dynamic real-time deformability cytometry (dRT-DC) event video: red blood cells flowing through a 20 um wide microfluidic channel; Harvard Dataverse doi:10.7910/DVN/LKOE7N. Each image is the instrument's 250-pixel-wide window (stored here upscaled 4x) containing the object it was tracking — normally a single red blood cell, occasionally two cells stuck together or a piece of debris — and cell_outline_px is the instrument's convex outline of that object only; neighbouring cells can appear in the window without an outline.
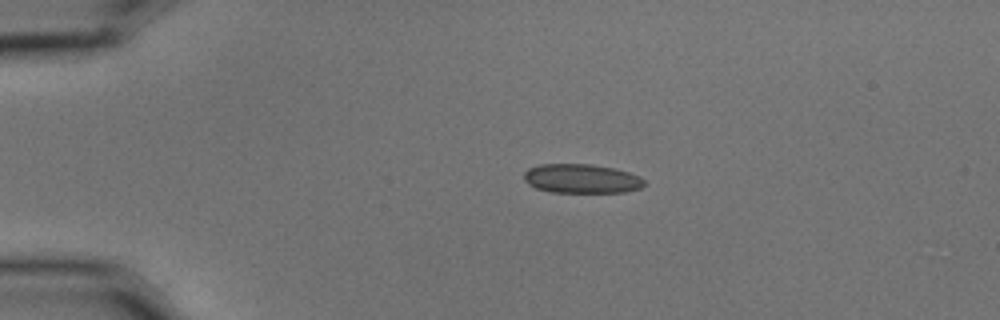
{"species": "common noctule bat (a hibernating species)", "species_latin": "Nyctalus noctula", "temperature_condition": "cold", "stored_images_in_passage": 11, "camera_frame_rate_fps": 3000, "um_per_image_px": 0.085, "animal": {"sex": "male", "body_mass_g": 15.6}, "frame": {"image": 1, "passage_image": 1, "time_ms": 0.0, "image_size_px": [1000, 320], "cell_outline_px": [[644, 184], [640, 188], [624, 192], [552, 192], [536, 188], [528, 184], [524, 180], [524, 172], [528, 168], [540, 164], [592, 164], [612, 168], [628, 172], [640, 176], [644, 180]], "centroid_in_image_um": [49.4, 15.18], "position_along_channel_um": 35.6, "area_um2": 20.4}}
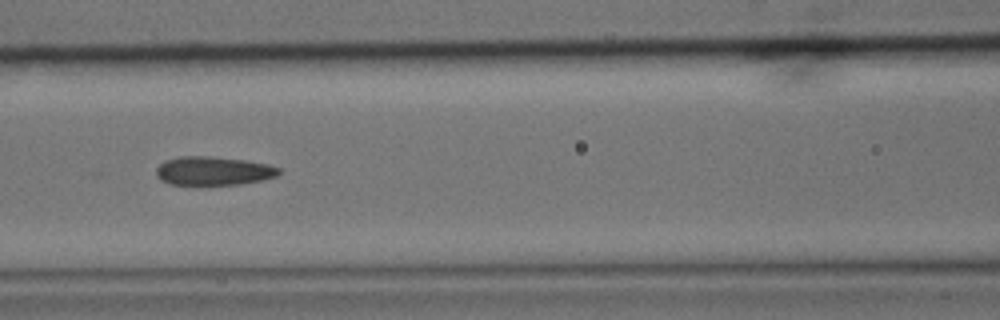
{"frame": {"image": 2, "passage_image": 4, "time_ms": 1.0, "image_size_px": [1000, 320], "cell_outline_px": [[280, 172], [276, 176], [264, 180], [240, 184], [168, 184], [160, 180], [156, 176], [156, 168], [164, 160], [180, 156], [208, 156], [244, 160], [268, 164], [280, 168]], "centroid_in_image_um": [18.12, 14.52], "position_along_channel_um": 148.5, "area_um2": 20.52}}
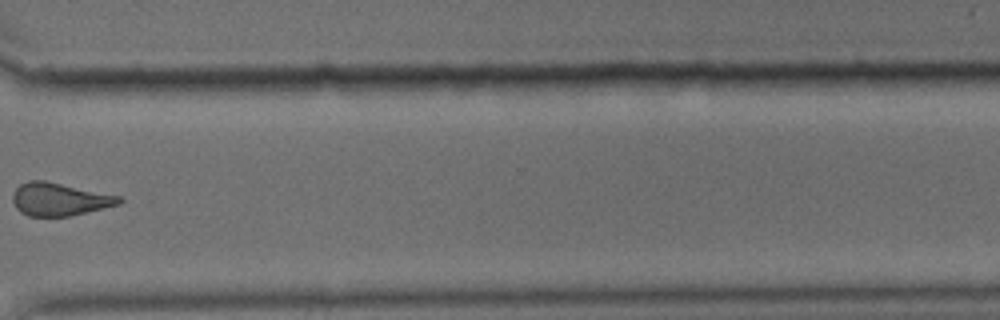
{"frame": {"image": 3, "passage_image": 9, "time_ms": 2.667, "image_size_px": [1000, 320], "cell_outline_px": [[124, 200], [120, 204], [104, 208], [68, 216], [28, 216], [20, 212], [16, 208], [12, 200], [12, 192], [20, 184], [28, 180], [44, 180], [120, 196]], "centroid_in_image_um": [5.02, 16.93], "position_along_channel_um": 365.6, "area_um2": 20.4}}